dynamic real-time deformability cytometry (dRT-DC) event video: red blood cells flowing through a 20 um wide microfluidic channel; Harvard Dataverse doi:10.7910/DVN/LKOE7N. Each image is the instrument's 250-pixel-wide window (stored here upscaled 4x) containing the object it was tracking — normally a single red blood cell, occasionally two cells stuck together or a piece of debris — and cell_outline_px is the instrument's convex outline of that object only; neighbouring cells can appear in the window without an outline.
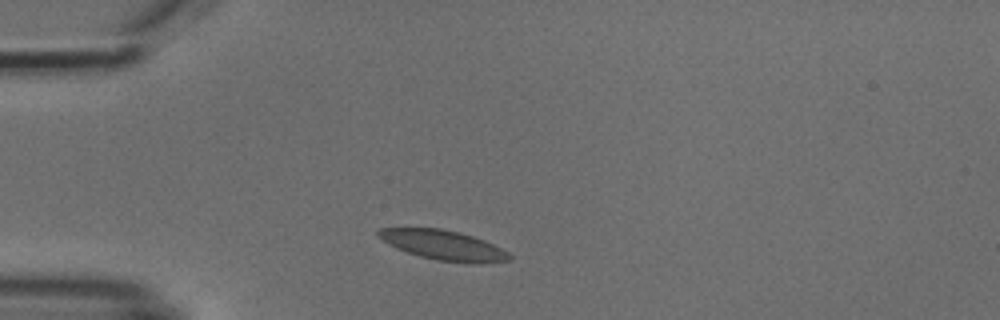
{"species": "common noctule bat (a hibernating species)", "species_latin": "Nyctalus noctula", "temperature_condition": "cold", "stored_images_in_passage": 3, "camera_frame_rate_fps": 3000, "um_per_image_px": 0.085, "animal": {"sex": "male", "body_mass_g": 18.8}, "frame": {"image": 1, "passage_image": 1, "time_ms": 0.0, "image_size_px": [1000, 320], "cell_outline_px": [[512, 260], [472, 264], [436, 260], [420, 256], [408, 252], [388, 244], [376, 236], [376, 232], [380, 228], [440, 228], [460, 232], [484, 240], [508, 252], [512, 256]], "centroid_in_image_um": [37.69, 20.84], "position_along_channel_um": 47.3, "area_um2": 22.72}}
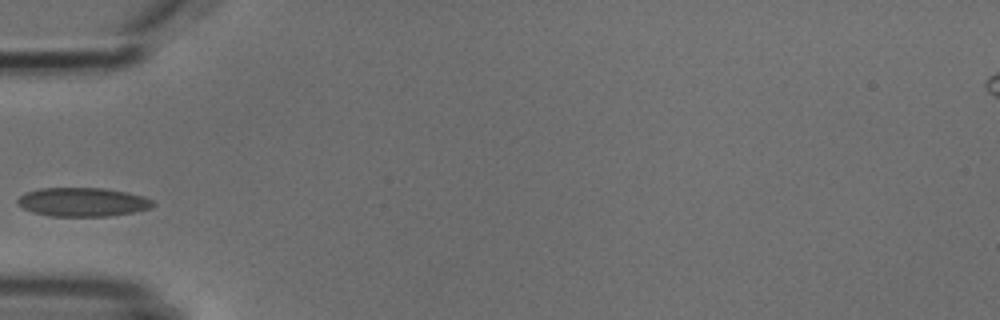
{"frame": {"image": 2, "passage_image": 2, "time_ms": 1.333, "image_size_px": [1000, 320], "cell_outline_px": [[156, 204], [152, 208], [136, 212], [108, 216], [48, 216], [32, 212], [16, 204], [16, 200], [24, 192], [40, 188], [104, 188], [144, 196], [152, 200]], "centroid_in_image_um": [7.02, 17.17], "position_along_channel_um": 78.0, "area_um2": 22.95}}
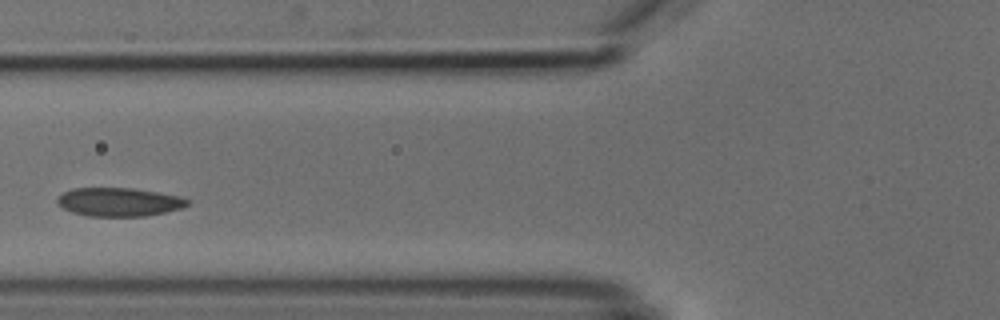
{"frame": {"image": 3, "passage_image": 3, "time_ms": 2.333, "image_size_px": [1000, 320], "cell_outline_px": [[192, 200], [184, 208], [144, 216], [88, 216], [72, 212], [64, 208], [56, 200], [64, 192], [72, 188], [132, 188], [184, 196]], "centroid_in_image_um": [10.19, 17.16], "position_along_channel_um": 115.6, "area_um2": 21.73}}